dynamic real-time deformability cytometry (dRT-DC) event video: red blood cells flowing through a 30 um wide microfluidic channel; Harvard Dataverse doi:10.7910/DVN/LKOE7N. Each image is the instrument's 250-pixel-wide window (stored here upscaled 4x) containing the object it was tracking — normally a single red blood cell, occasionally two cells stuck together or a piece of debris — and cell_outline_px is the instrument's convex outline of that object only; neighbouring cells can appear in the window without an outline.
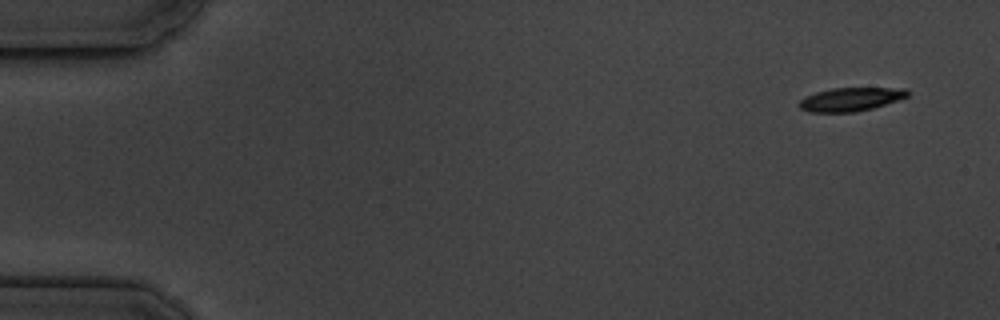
{"species": "common noctule bat (a hibernating species)", "species_latin": "Nyctalus noctula", "temperature_condition": "cold", "stored_images_in_passage": 4, "camera_frame_rate_fps": 3000, "um_per_image_px": 0.085, "animal": {"sex": "male", "body_mass_g": 19.5, "forearm_length_mm": 54.6}, "frame": {"image": 1, "passage_image": 1, "time_ms": 0.0, "image_size_px": [1000, 320], "cell_outline_px": [[908, 96], [872, 108], [856, 112], [808, 112], [800, 108], [800, 100], [804, 96], [816, 92], [832, 88], [904, 88], [908, 92]], "centroid_in_image_um": [72.26, 8.44], "position_along_channel_um": 12.7, "area_um2": 14.68}}
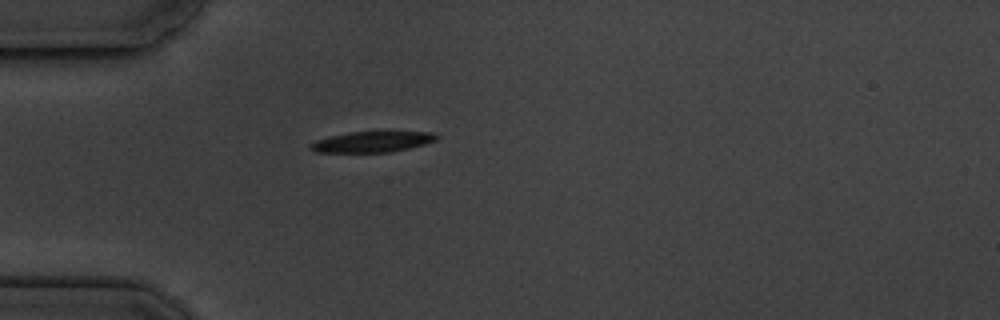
{"frame": {"image": 2, "passage_image": 4, "time_ms": 4.333, "image_size_px": [1000, 320], "cell_outline_px": [[440, 136], [436, 140], [424, 144], [408, 148], [388, 152], [316, 152], [308, 148], [308, 144], [316, 140], [332, 136], [352, 132], [388, 128], [432, 132]], "centroid_in_image_um": [31.73, 11.99], "position_along_channel_um": 53.3, "area_um2": 16.18}}